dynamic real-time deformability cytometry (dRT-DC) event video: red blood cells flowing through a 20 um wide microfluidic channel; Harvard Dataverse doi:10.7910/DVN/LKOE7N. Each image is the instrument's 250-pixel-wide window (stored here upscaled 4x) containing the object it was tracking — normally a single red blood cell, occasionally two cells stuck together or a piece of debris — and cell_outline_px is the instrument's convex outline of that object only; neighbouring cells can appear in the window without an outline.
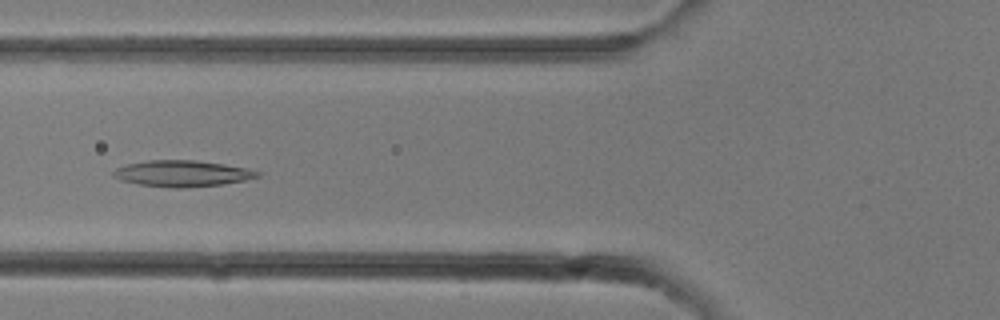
{"species": "common noctule bat (a hibernating species)", "species_latin": "Nyctalus noctula", "temperature_condition": "room temperature", "stored_images_in_passage": 18, "camera_frame_rate_fps": 3000, "um_per_image_px": 0.085, "animal": {"sex": "female"}, "frame": {"image": 1, "passage_image": 10, "time_ms": 3.0, "image_size_px": [1000, 320], "cell_outline_px": [[260, 176], [244, 180], [224, 184], [184, 188], [176, 188], [140, 184], [120, 180], [112, 176], [112, 172], [116, 168], [128, 164], [148, 160], [196, 160], [224, 164], [248, 168], [260, 172]], "centroid_in_image_um": [15.5, 14.74], "position_along_channel_um": 110.3, "area_um2": 21.96}}
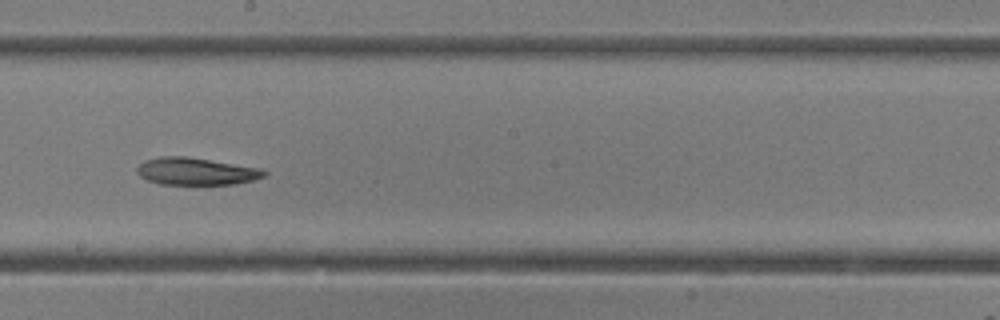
{"frame": {"image": 2, "passage_image": 15, "time_ms": 4.667, "image_size_px": [1000, 320], "cell_outline_px": [[268, 172], [264, 176], [252, 180], [236, 184], [160, 184], [148, 180], [140, 176], [136, 172], [136, 168], [144, 160], [160, 156], [184, 156], [260, 168]], "centroid_in_image_um": [16.63, 14.56], "position_along_channel_um": 231.6, "area_um2": 20.06}}
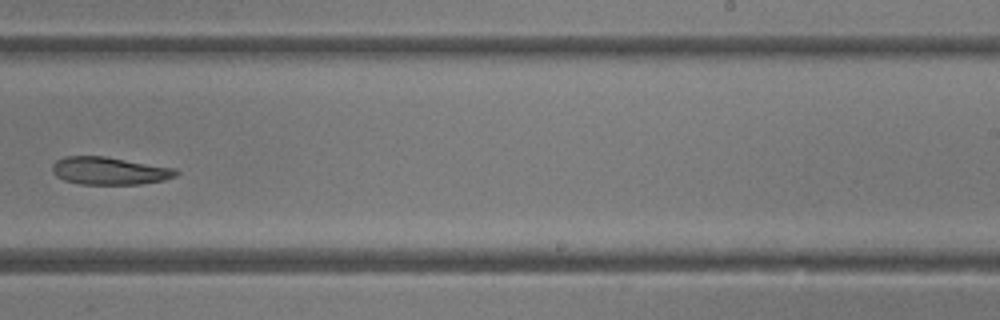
{"frame": {"image": 3, "passage_image": 17, "time_ms": 5.333, "image_size_px": [1000, 320], "cell_outline_px": [[180, 172], [176, 176], [164, 180], [140, 184], [80, 184], [64, 180], [56, 176], [52, 172], [52, 164], [56, 160], [64, 156], [104, 156], [176, 168]], "centroid_in_image_um": [9.3, 14.52], "position_along_channel_um": 279.7, "area_um2": 20.06}}